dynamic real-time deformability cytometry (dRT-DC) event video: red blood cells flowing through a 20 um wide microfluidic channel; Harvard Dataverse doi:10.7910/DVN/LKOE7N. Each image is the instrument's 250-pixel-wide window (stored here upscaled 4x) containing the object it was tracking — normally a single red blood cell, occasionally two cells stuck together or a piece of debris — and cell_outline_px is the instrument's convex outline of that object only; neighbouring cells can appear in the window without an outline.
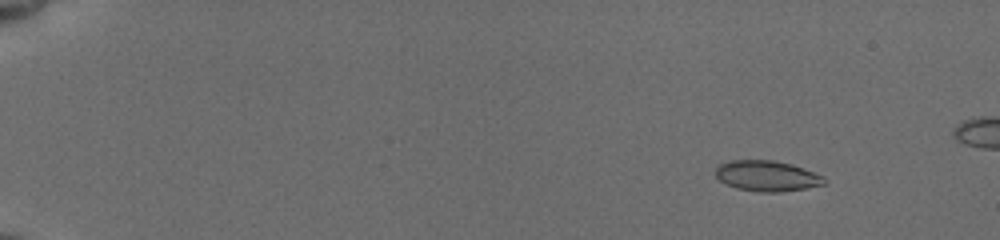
{"species": "common noctule bat (a hibernating species)", "species_latin": "Nyctalus noctula", "temperature_condition": "cold", "stored_images_in_passage": 33, "camera_frame_rate_fps": 3000, "um_per_image_px": 0.085, "animal": {"sex": "female", "body_mass_g": 19.5, "forearm_length_mm": 54.1}, "frame": {"image": 1, "passage_image": 2, "time_ms": 0.667, "image_size_px": [1000, 240], "cell_outline_px": [[824, 184], [804, 188], [780, 192], [760, 192], [736, 188], [720, 180], [712, 172], [716, 164], [728, 160], [772, 160], [792, 164], [804, 168], [824, 176]], "centroid_in_image_um": [65.12, 14.93], "position_along_channel_um": 19.9, "area_um2": 19.54}}
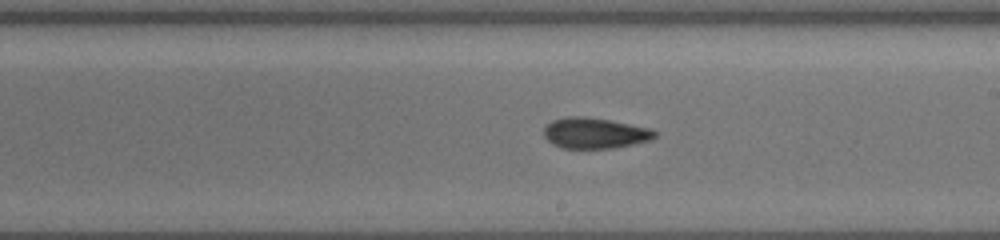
{"frame": {"image": 2, "passage_image": 18, "time_ms": 10.0, "image_size_px": [1000, 240], "cell_outline_px": [[656, 136], [652, 140], [612, 148], [564, 148], [552, 144], [544, 136], [544, 128], [552, 120], [568, 116], [588, 116], [612, 120], [652, 128], [656, 132]], "centroid_in_image_um": [50.58, 11.3], "position_along_channel_um": 238.4, "area_um2": 20.06}}
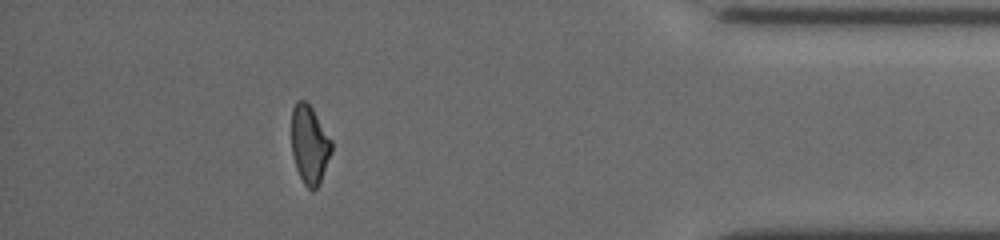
{"frame": {"image": 3, "passage_image": 29, "time_ms": 15.333, "image_size_px": [1000, 240], "cell_outline_px": [[332, 152], [320, 180], [316, 188], [312, 192], [304, 184], [296, 168], [292, 156], [292, 108], [296, 100], [304, 100], [312, 108], [332, 140]], "centroid_in_image_um": [26.3, 12.28], "position_along_channel_um": 408.9, "area_um2": 18.21}}